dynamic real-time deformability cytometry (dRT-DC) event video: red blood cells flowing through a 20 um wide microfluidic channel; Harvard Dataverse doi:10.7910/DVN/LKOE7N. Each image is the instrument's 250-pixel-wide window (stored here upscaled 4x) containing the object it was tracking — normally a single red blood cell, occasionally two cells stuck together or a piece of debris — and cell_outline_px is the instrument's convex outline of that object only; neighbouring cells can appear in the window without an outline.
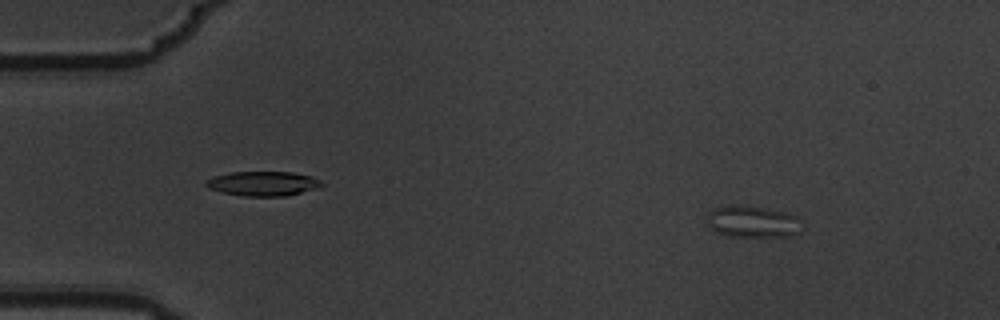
{"species": "common noctule bat (a hibernating species)", "species_latin": "Nyctalus noctula", "temperature_condition": "warm", "stored_images_in_passage": 4, "camera_frame_rate_fps": 3000, "um_per_image_px": 0.085, "animal": {"sex": "male", "body_mass_g": 19.5, "forearm_length_mm": 54.6}, "frame": {"image": 1, "passage_image": 1, "time_ms": 0.0, "image_size_px": [1000, 320], "cell_outline_px": [[804, 228], [800, 232], [792, 236], [728, 236], [716, 232], [708, 224], [708, 212], [724, 204], [736, 204], [764, 208], [788, 212], [796, 216]], "centroid_in_image_um": [64.0, 18.83], "position_along_channel_um": 21.0, "area_um2": 17.74}}